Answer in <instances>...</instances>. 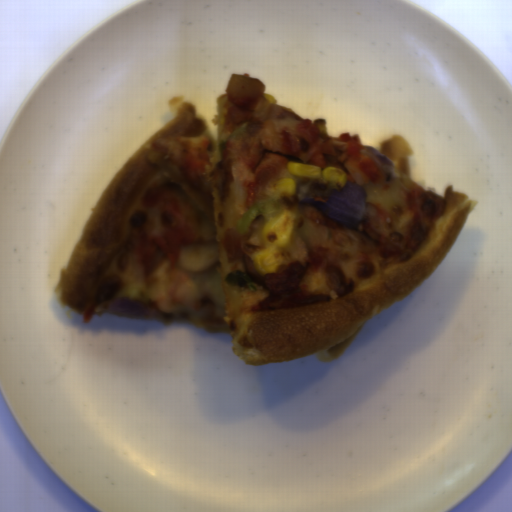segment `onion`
<instances>
[{
	"label": "onion",
	"instance_id": "onion-1",
	"mask_svg": "<svg viewBox=\"0 0 512 512\" xmlns=\"http://www.w3.org/2000/svg\"><path fill=\"white\" fill-rule=\"evenodd\" d=\"M300 205L315 206L322 216L349 225L355 230H358L360 223L368 216L366 190L356 181L347 180L343 189H332L326 201L315 199L310 195L303 198Z\"/></svg>",
	"mask_w": 512,
	"mask_h": 512
},
{
	"label": "onion",
	"instance_id": "onion-2",
	"mask_svg": "<svg viewBox=\"0 0 512 512\" xmlns=\"http://www.w3.org/2000/svg\"><path fill=\"white\" fill-rule=\"evenodd\" d=\"M105 309L126 317L150 318L151 306L136 298H121L110 303Z\"/></svg>",
	"mask_w": 512,
	"mask_h": 512
},
{
	"label": "onion",
	"instance_id": "onion-3",
	"mask_svg": "<svg viewBox=\"0 0 512 512\" xmlns=\"http://www.w3.org/2000/svg\"><path fill=\"white\" fill-rule=\"evenodd\" d=\"M364 149L361 150L362 154L371 157L387 174L386 180L384 182L390 183L394 178H396V173L394 171L395 164L391 160L389 156L381 154L374 146L364 145Z\"/></svg>",
	"mask_w": 512,
	"mask_h": 512
}]
</instances>
